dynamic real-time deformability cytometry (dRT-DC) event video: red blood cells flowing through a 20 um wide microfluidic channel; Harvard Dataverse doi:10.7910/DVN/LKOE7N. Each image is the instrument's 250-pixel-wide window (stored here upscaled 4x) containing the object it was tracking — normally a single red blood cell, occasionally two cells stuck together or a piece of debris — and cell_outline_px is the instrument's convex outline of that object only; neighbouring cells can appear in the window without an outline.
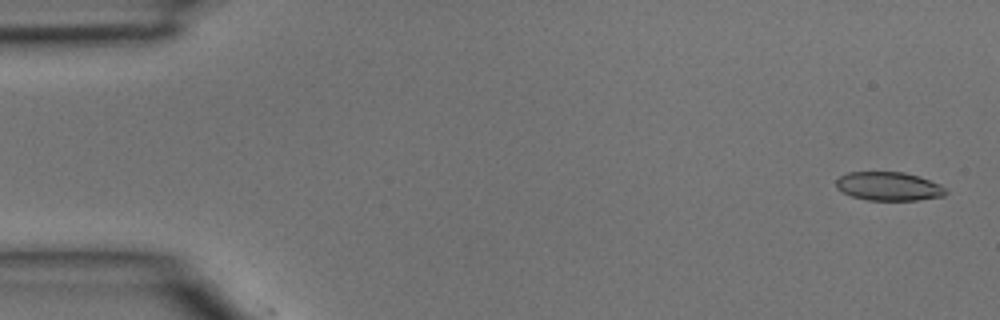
{"species": "common noctule bat (a hibernating species)", "species_latin": "Nyctalus noctula", "temperature_condition": "room temperature", "stored_images_in_passage": 3, "camera_frame_rate_fps": 3000, "um_per_image_px": 0.085, "animal": {"sex": "male", "body_mass_g": 15.6}, "frame": {"image": 1, "passage_image": 1, "time_ms": 0.0, "image_size_px": [1000, 320], "cell_outline_px": [[948, 192], [944, 196], [920, 200], [868, 200], [852, 196], [836, 188], [836, 180], [840, 176], [848, 172], [904, 172], [940, 184]], "centroid_in_image_um": [75.54, 15.84], "position_along_channel_um": 9.5, "area_um2": 18.21}}